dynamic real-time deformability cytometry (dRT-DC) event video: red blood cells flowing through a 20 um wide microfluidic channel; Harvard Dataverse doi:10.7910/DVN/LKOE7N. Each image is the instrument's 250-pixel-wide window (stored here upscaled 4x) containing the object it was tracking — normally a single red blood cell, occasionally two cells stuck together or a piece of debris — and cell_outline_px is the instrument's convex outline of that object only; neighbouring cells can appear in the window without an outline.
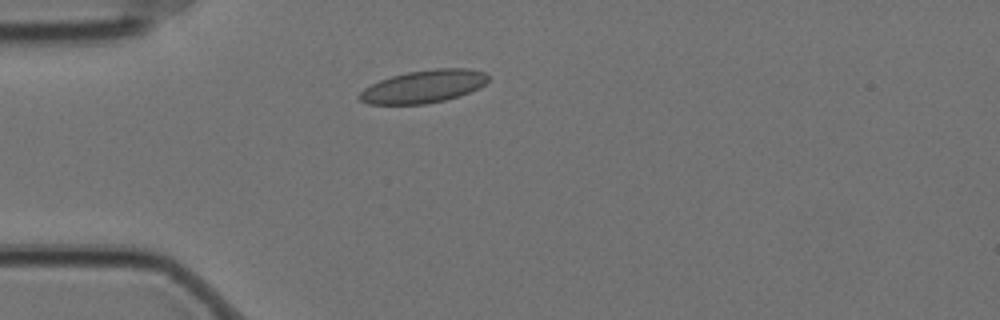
{"species": "Egyptian fruit bat (a non-hibernating species)", "species_latin": "Rousettus aegyptiacus", "temperature_condition": "cold", "stored_images_in_passage": 7, "camera_frame_rate_fps": 3000, "um_per_image_px": 0.085, "animal": {"sex": "female"}, "frame": {"image": 1, "passage_image": 3, "time_ms": 0.667, "image_size_px": [1000, 320], "cell_outline_px": [[488, 80], [484, 84], [468, 92], [444, 100], [424, 104], [368, 104], [360, 100], [356, 96], [364, 88], [380, 80], [392, 76], [408, 72], [436, 68], [468, 68], [484, 72], [488, 76]], "centroid_in_image_um": [35.96, 7.35], "position_along_channel_um": 49.0, "area_um2": 24.28}}
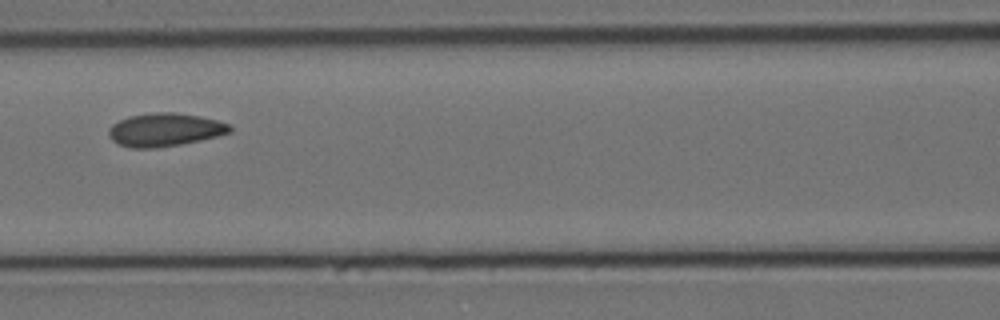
{"frame": {"image": 2, "passage_image": 6, "time_ms": 1.667, "image_size_px": [1000, 320], "cell_outline_px": [[232, 132], [200, 140], [180, 144], [156, 148], [132, 148], [120, 144], [112, 140], [108, 136], [108, 128], [112, 124], [128, 116], [156, 112], [172, 112], [200, 116], [216, 120], [228, 124], [232, 128]], "centroid_in_image_um": [13.99, 11.03], "position_along_channel_um": 152.6, "area_um2": 23.35}}
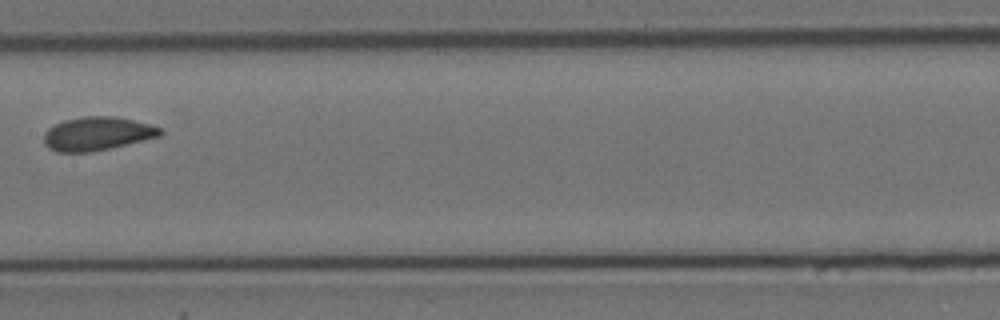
{"frame": {"image": 3, "passage_image": 7, "time_ms": 2.0, "image_size_px": [1000, 320], "cell_outline_px": [[164, 132], [160, 136], [92, 152], [56, 152], [48, 148], [44, 144], [44, 132], [48, 128], [64, 120], [84, 116], [112, 116], [132, 120], [148, 124], [160, 128]], "centroid_in_image_um": [8.22, 11.37], "position_along_channel_um": 199.2, "area_um2": 22.6}}